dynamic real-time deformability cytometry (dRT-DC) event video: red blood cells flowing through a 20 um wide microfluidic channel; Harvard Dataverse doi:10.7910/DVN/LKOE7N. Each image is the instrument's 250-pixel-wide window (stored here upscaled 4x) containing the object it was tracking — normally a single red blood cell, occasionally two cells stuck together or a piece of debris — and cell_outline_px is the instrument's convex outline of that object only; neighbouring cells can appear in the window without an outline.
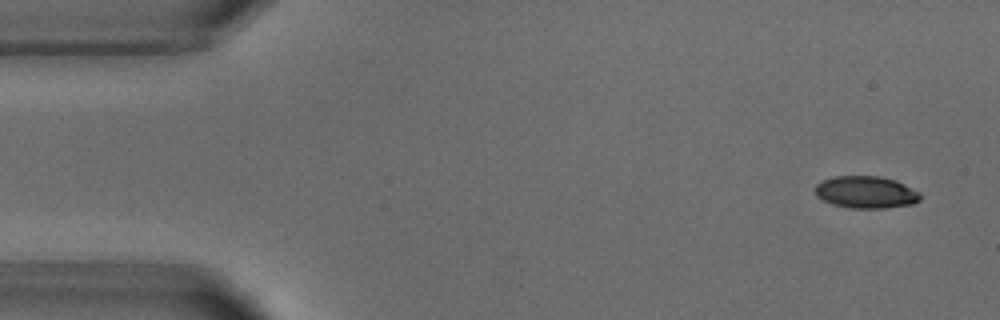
{"species": "common noctule bat (a hibernating species)", "species_latin": "Nyctalus noctula", "temperature_condition": "warm", "stored_images_in_passage": 5, "segment_of_instrument_passage": [2, 2], "camera_frame_rate_fps": 3000, "um_per_image_px": 0.085, "animal": {"sex": "male", "body_mass_g": 18.8}, "frame": {"image": 1, "passage_image": 5, "time_ms": 4.667, "image_size_px": [1000, 320], "cell_outline_px": [[920, 200], [912, 204], [884, 208], [852, 208], [832, 204], [816, 196], [816, 184], [824, 180], [836, 176], [880, 176], [896, 180], [920, 192]], "centroid_in_image_um": [73.63, 16.33], "position_along_channel_um": 11.4, "area_um2": 19.59}}